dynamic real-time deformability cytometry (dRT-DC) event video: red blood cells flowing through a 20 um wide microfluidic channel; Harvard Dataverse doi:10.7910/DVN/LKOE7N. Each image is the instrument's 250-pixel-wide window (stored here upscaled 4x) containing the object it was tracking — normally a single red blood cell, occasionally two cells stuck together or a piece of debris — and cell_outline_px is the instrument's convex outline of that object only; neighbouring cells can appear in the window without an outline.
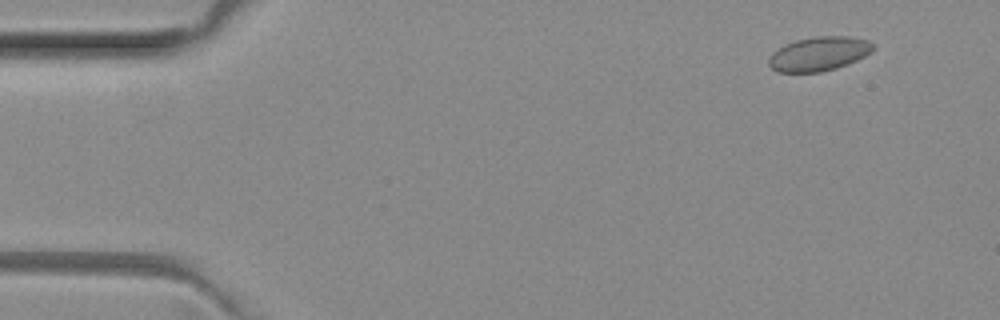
{"species": "common noctule bat (a hibernating species)", "species_latin": "Nyctalus noctula", "temperature_condition": "room temperature", "stored_images_in_passage": 4, "camera_frame_rate_fps": 3000, "um_per_image_px": 0.085, "animal": {"sex": "female", "body_mass_g": 29.2, "forearm_length_mm": 56.3}, "frame": {"image": 1, "passage_image": 1, "time_ms": 0.0, "image_size_px": [1000, 320], "cell_outline_px": [[872, 52], [856, 60], [836, 68], [820, 72], [776, 72], [768, 64], [768, 56], [772, 52], [784, 44], [796, 40], [816, 36], [848, 36], [868, 40], [872, 44]], "centroid_in_image_um": [69.56, 4.57], "position_along_channel_um": 15.4, "area_um2": 20.75}}
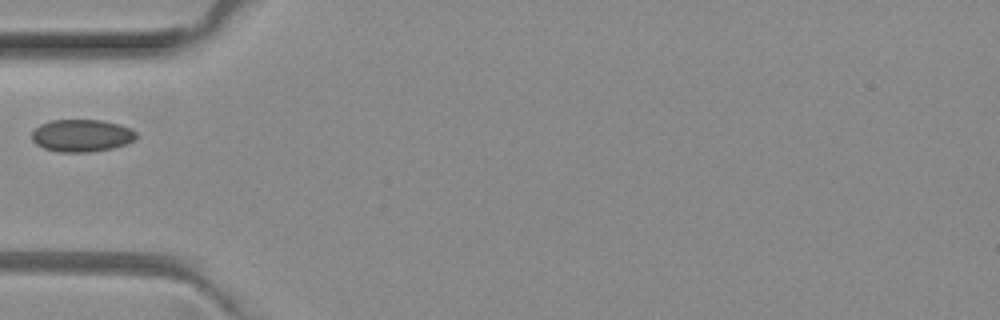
{"frame": {"image": 2, "passage_image": 4, "time_ms": 1.0, "image_size_px": [1000, 320], "cell_outline_px": [[136, 140], [128, 144], [112, 148], [92, 152], [60, 152], [44, 148], [36, 144], [32, 140], [32, 132], [40, 124], [52, 120], [100, 120], [120, 124], [132, 128], [136, 132]], "centroid_in_image_um": [6.98, 11.52], "position_along_channel_um": 78.0, "area_um2": 19.88}}